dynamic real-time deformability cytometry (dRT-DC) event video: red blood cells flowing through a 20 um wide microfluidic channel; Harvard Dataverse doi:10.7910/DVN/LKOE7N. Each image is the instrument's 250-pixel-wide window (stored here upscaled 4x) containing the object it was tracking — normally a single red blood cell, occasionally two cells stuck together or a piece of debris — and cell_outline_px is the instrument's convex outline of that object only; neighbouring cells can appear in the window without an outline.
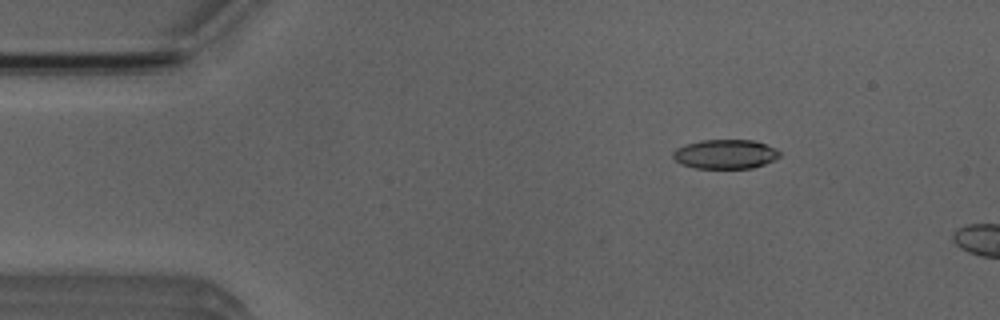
{"species": "Egyptian fruit bat (a non-hibernating species)", "species_latin": "Rousettus aegyptiacus", "temperature_condition": "room temperature", "stored_images_in_passage": 3, "camera_frame_rate_fps": 3000, "um_per_image_px": 0.085, "animal": {"sex": "male"}, "frame": {"image": 1, "passage_image": 1, "time_ms": 0.0, "image_size_px": [1000, 320], "cell_outline_px": [[780, 156], [764, 164], [752, 168], [696, 168], [680, 164], [672, 156], [672, 152], [676, 148], [684, 144], [700, 140], [752, 140], [776, 148], [780, 152]], "centroid_in_image_um": [61.61, 13.1], "position_along_channel_um": 23.4, "area_um2": 18.21}}